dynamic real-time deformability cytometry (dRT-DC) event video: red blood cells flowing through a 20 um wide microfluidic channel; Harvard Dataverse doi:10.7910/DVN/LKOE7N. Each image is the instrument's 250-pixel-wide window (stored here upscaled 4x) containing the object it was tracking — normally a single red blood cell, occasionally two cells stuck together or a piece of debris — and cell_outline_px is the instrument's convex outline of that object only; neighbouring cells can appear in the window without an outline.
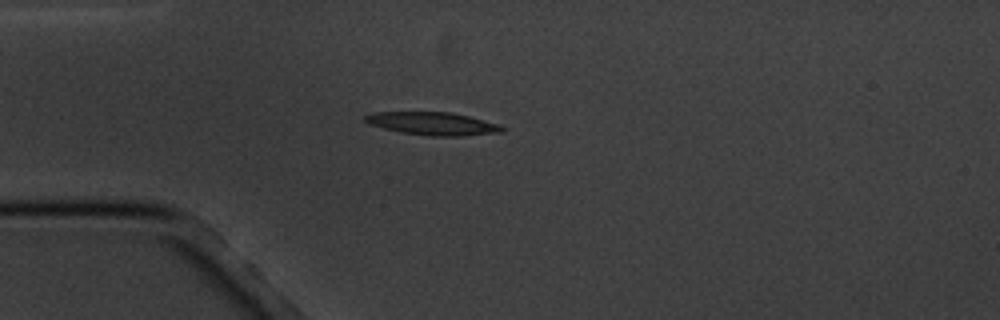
{"species": "common noctule bat (a hibernating species)", "species_latin": "Nyctalus noctula", "temperature_condition": "cold", "stored_images_in_passage": 1, "camera_frame_rate_fps": 3000, "um_per_image_px": 0.085, "animal": {"sex": "male", "body_mass_g": 20.1, "forearm_length_mm": 53.5}, "frame": {"image": 1, "passage_image": 1, "time_ms": 0.0, "image_size_px": [1000, 320], "cell_outline_px": [[508, 128], [504, 132], [460, 136], [432, 136], [400, 132], [368, 124], [364, 120], [364, 116], [372, 112], [452, 112], [500, 124]], "centroid_in_image_um": [36.82, 10.51], "position_along_channel_um": 48.2, "area_um2": 18.44}}